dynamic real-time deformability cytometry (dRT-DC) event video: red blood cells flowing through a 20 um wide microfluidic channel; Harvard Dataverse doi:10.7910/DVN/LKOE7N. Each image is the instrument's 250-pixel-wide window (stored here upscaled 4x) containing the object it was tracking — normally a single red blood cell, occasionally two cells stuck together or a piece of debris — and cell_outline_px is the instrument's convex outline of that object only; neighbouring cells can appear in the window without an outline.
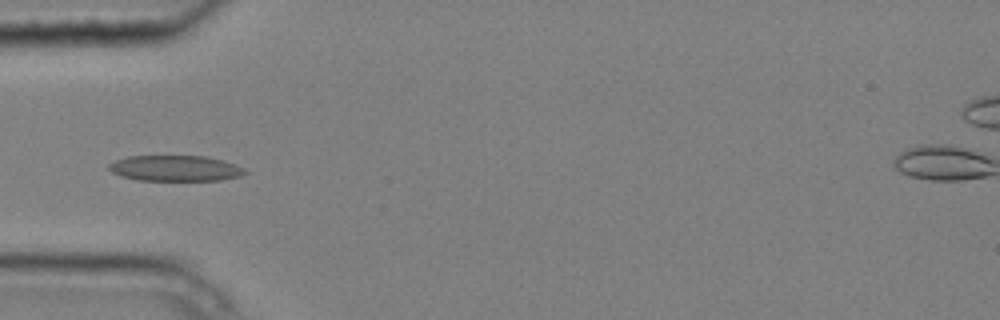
{"species": "common noctule bat (a hibernating species)", "species_latin": "Nyctalus noctula", "temperature_condition": "cold", "stored_images_in_passage": 7, "camera_frame_rate_fps": 3000, "um_per_image_px": 0.085, "animal": {"sex": "male", "body_mass_g": 20.4}, "frame": {"image": 1, "passage_image": 5, "time_ms": 1.333, "image_size_px": [1000, 320], "cell_outline_px": [[248, 172], [240, 176], [220, 180], [136, 180], [120, 176], [112, 172], [108, 168], [108, 164], [116, 160], [128, 156], [204, 156], [224, 160], [236, 164], [244, 168]], "centroid_in_image_um": [14.9, 14.3], "position_along_channel_um": 70.1, "area_um2": 20.46}}
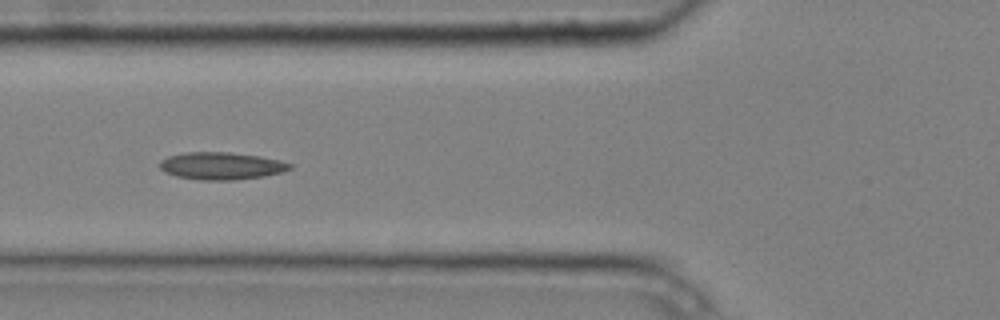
{"frame": {"image": 2, "passage_image": 6, "time_ms": 1.667, "image_size_px": [1000, 320], "cell_outline_px": [[292, 168], [280, 172], [264, 176], [232, 180], [200, 180], [176, 176], [164, 172], [160, 168], [160, 160], [168, 156], [184, 152], [228, 152], [260, 156], [280, 160], [292, 164]], "centroid_in_image_um": [18.79, 14.09], "position_along_channel_um": 107.0, "area_um2": 20.75}}
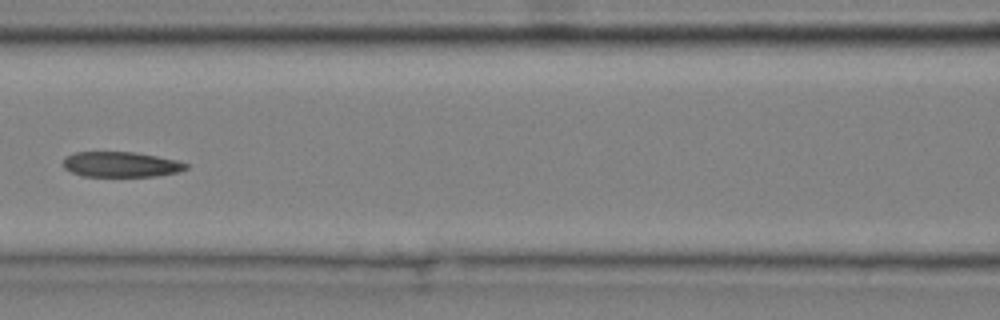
{"frame": {"image": 3, "passage_image": 7, "time_ms": 2.0, "image_size_px": [1000, 320], "cell_outline_px": [[188, 168], [180, 172], [156, 176], [84, 176], [72, 172], [64, 168], [64, 160], [68, 156], [76, 152], [132, 152], [156, 156], [176, 160], [188, 164]], "centroid_in_image_um": [10.32, 13.98], "position_along_channel_um": 156.3, "area_um2": 17.92}}